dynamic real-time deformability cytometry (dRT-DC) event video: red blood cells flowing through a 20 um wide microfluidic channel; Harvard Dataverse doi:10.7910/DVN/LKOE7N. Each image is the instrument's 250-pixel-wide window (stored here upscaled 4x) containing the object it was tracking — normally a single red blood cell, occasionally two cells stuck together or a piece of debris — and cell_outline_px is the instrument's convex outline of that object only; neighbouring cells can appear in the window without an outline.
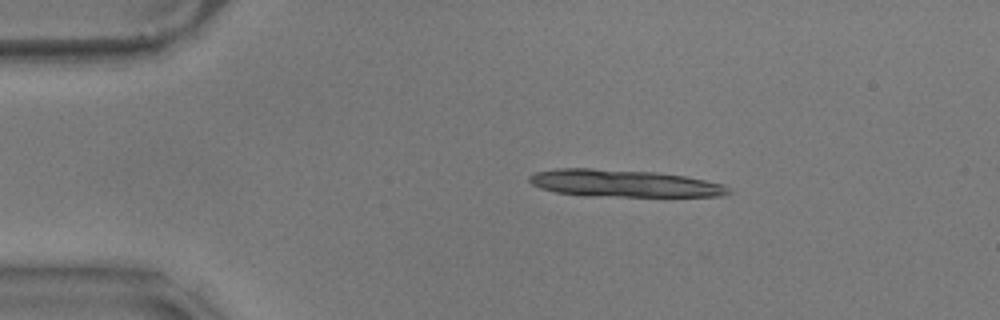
{"species": "common noctule bat (a hibernating species)", "species_latin": "Nyctalus noctula", "temperature_condition": "warm", "stored_images_in_passage": 6, "camera_frame_rate_fps": 3000, "um_per_image_px": 0.085, "animal": {"sex": "male", "body_mass_g": 17.9}, "frame": {"image": 1, "passage_image": 1, "time_ms": 0.0, "image_size_px": [1000, 320], "cell_outline_px": [[732, 192], [720, 196], [584, 196], [556, 192], [540, 188], [532, 184], [528, 180], [528, 176], [536, 172], [556, 168], [592, 168], [656, 172], [684, 176], [724, 184]], "centroid_in_image_um": [52.98, 15.58], "position_along_channel_um": 32.0, "area_um2": 31.62}}